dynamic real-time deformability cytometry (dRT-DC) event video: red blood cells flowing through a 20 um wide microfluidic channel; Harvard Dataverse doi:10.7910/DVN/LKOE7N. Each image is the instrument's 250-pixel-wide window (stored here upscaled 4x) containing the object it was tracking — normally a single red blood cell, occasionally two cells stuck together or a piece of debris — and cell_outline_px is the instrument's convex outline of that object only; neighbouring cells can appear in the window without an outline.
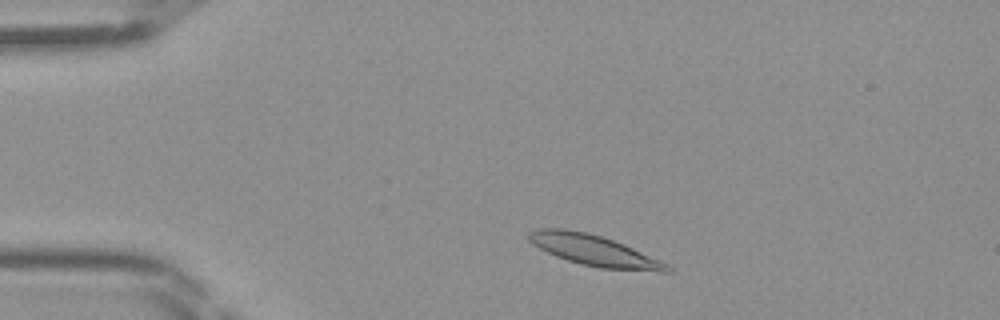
{"species": "Egyptian fruit bat (a non-hibernating species)", "species_latin": "Rousettus aegyptiacus", "temperature_condition": "room temperature", "stored_images_in_passage": 41, "camera_frame_rate_fps": 3000, "um_per_image_px": 0.085, "frame": {"image": 1, "passage_image": 4, "time_ms": 1.0, "image_size_px": [1000, 320], "cell_outline_px": [[672, 272], [660, 272], [600, 268], [580, 264], [556, 256], [532, 244], [528, 240], [528, 232], [536, 228], [564, 228], [588, 232], [624, 244], [668, 264], [672, 268]], "centroid_in_image_um": [50.49, 21.29], "position_along_channel_um": 34.5, "area_um2": 24.85}}
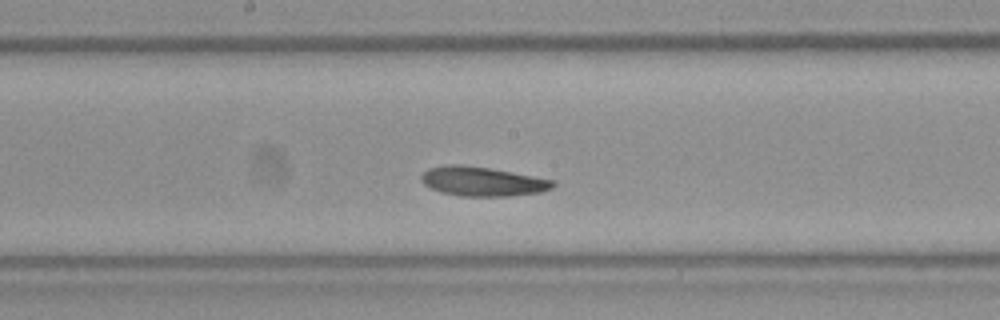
{"frame": {"image": 2, "passage_image": 19, "time_ms": 6.0, "image_size_px": [1000, 320], "cell_outline_px": [[556, 184], [552, 188], [540, 192], [508, 196], [460, 196], [440, 192], [424, 184], [420, 180], [420, 176], [428, 168], [448, 164], [460, 164], [492, 168], [556, 180]], "centroid_in_image_um": [41.01, 15.41], "position_along_channel_um": 207.2, "area_um2": 22.72}}
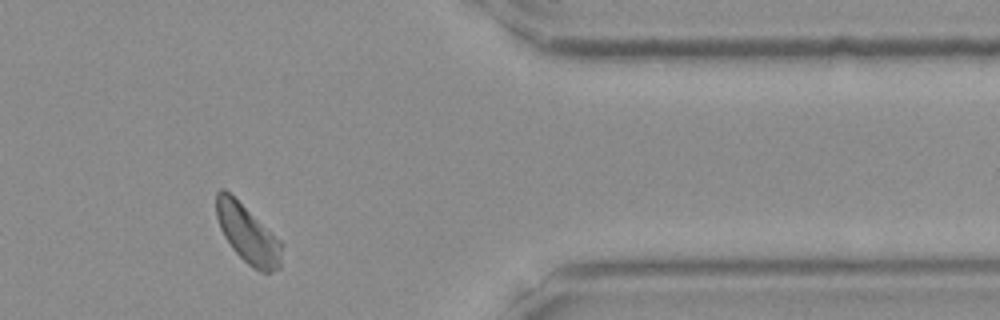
{"frame": {"image": 3, "passage_image": 33, "time_ms": 10.667, "image_size_px": [1000, 320], "cell_outline_px": [[284, 244], [280, 268], [272, 272], [260, 272], [252, 268], [232, 248], [224, 236], [220, 228], [216, 216], [216, 192], [220, 188], [224, 188], [280, 240]], "centroid_in_image_um": [21.07, 19.92], "position_along_channel_um": 390.3, "area_um2": 22.08}}